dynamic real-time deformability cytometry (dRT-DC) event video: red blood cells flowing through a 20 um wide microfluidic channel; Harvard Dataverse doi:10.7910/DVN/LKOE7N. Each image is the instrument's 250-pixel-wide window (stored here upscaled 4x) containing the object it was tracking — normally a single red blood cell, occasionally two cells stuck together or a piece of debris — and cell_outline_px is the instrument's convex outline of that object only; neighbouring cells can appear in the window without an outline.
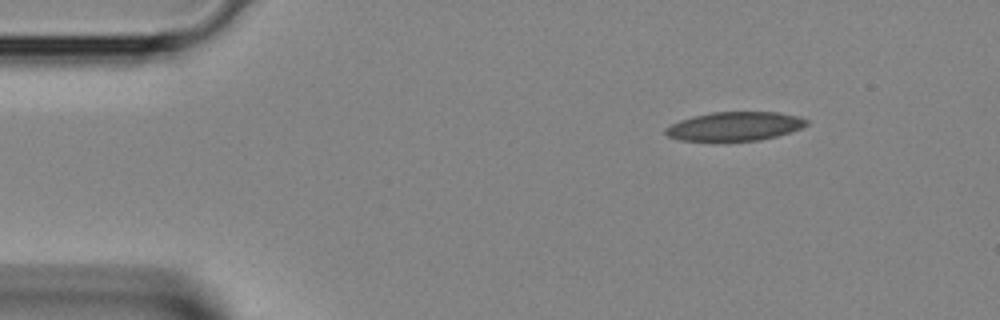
{"species": "Egyptian fruit bat (a non-hibernating species)", "species_latin": "Rousettus aegyptiacus", "temperature_condition": "room temperature", "stored_images_in_passage": 2, "camera_frame_rate_fps": 3000, "um_per_image_px": 0.085, "animal": {"sex": "female"}, "frame": {"image": 1, "passage_image": 1, "time_ms": 0.0, "image_size_px": [1000, 320], "cell_outline_px": [[808, 124], [800, 128], [776, 136], [760, 140], [716, 144], [680, 140], [668, 136], [664, 132], [664, 128], [680, 120], [692, 116], [712, 112], [776, 112], [800, 116], [808, 120]], "centroid_in_image_um": [62.38, 10.78], "position_along_channel_um": 22.6, "area_um2": 24.62}}